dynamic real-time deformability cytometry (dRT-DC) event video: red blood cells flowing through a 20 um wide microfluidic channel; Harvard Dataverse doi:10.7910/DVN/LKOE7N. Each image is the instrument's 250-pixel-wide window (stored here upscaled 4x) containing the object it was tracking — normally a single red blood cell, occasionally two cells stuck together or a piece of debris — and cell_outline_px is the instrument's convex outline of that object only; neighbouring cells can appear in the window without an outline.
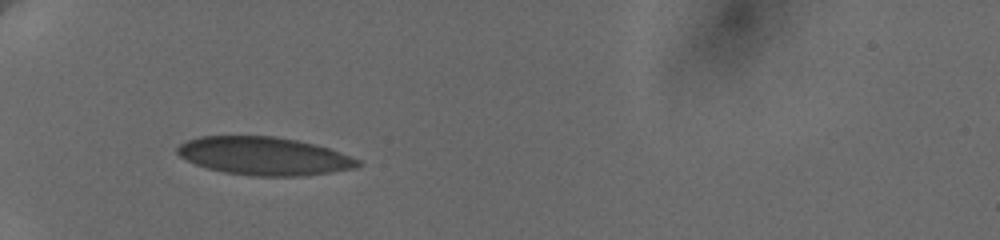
{"species": "human", "species_latin": "Homo sapiens", "temperature_condition": "cold", "stored_images_in_passage": 2, "camera_frame_rate_fps": 3000, "um_per_image_px": 0.085, "donor": {"sex": "female"}, "frame": {"image": 1, "passage_image": 1, "time_ms": 0.0, "image_size_px": [1000, 240], "cell_outline_px": [[364, 164], [356, 168], [300, 176], [252, 176], [224, 172], [208, 168], [196, 164], [180, 156], [176, 152], [176, 148], [180, 144], [188, 140], [200, 136], [272, 136], [296, 140], [328, 148], [360, 160]], "centroid_in_image_um": [22.44, 13.26], "position_along_channel_um": 62.6, "area_um2": 39.77}}